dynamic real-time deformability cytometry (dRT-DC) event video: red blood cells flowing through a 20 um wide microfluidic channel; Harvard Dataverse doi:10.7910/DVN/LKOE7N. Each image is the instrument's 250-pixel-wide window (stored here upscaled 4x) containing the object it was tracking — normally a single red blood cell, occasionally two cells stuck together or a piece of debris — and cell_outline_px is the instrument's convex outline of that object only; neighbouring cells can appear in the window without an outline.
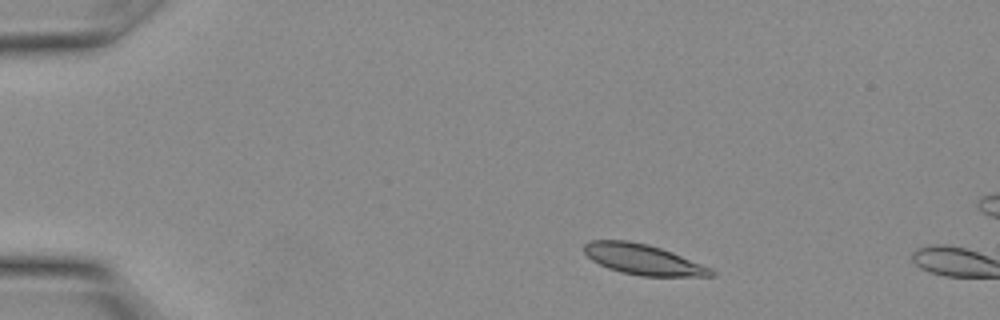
{"species": "Egyptian fruit bat (a non-hibernating species)", "species_latin": "Rousettus aegyptiacus", "temperature_condition": "warm", "stored_images_in_passage": 5, "camera_frame_rate_fps": 3000, "um_per_image_px": 0.085, "animal": {"sex": "female"}, "frame": {"image": 1, "passage_image": 3, "time_ms": 0.667, "image_size_px": [1000, 320], "cell_outline_px": [[716, 272], [712, 276], [640, 276], [620, 272], [608, 268], [592, 260], [584, 252], [584, 244], [592, 240], [628, 240], [648, 244], [672, 252], [712, 268]], "centroid_in_image_um": [54.66, 22.05], "position_along_channel_um": 30.3, "area_um2": 22.48}}